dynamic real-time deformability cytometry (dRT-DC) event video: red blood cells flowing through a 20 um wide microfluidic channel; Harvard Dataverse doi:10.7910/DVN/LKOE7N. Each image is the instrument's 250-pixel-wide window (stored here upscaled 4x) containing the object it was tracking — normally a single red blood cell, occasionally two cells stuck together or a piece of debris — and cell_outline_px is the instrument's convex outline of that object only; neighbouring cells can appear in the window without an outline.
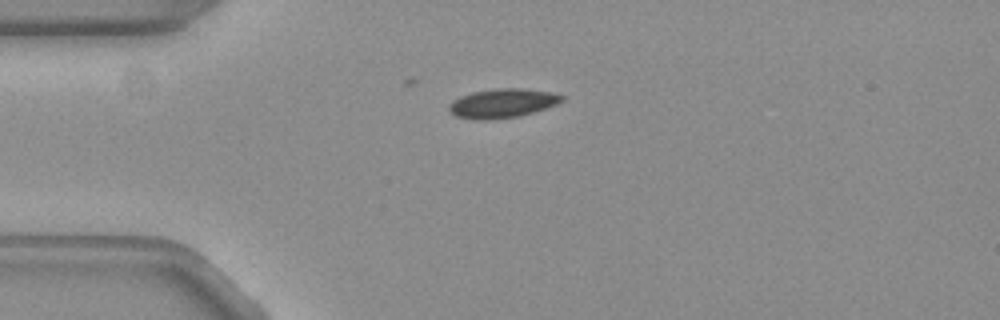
{"species": "common noctule bat (a hibernating species)", "species_latin": "Nyctalus noctula", "temperature_condition": "warm", "stored_images_in_passage": 42, "camera_frame_rate_fps": 3000, "um_per_image_px": 0.085, "animal": {"sex": "female", "body_mass_g": 19.3, "forearm_length_mm": 54.1}, "frame": {"image": 1, "passage_image": 1, "time_ms": 0.0, "image_size_px": [1000, 320], "cell_outline_px": [[564, 100], [556, 104], [520, 116], [492, 120], [472, 120], [456, 116], [448, 112], [448, 104], [452, 100], [460, 96], [472, 92], [496, 88], [520, 88], [552, 92], [564, 96]], "centroid_in_image_um": [42.64, 8.78], "position_along_channel_um": 42.4, "area_um2": 19.36}}
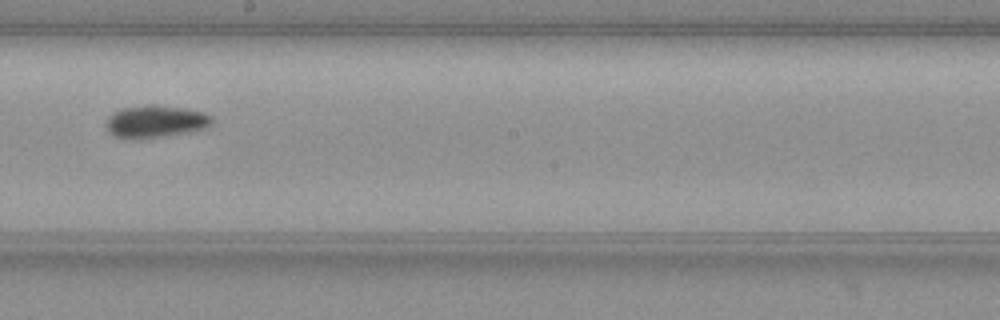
{"frame": {"image": 2, "passage_image": 18, "time_ms": 5.667, "image_size_px": [1000, 320], "cell_outline_px": [[212, 124], [204, 128], [160, 136], [112, 136], [108, 132], [104, 124], [108, 116], [112, 112], [120, 108], [148, 104], [156, 104], [184, 108], [204, 112], [212, 116]], "centroid_in_image_um": [13.18, 10.26], "position_along_channel_um": 235.0, "area_um2": 19.48}}
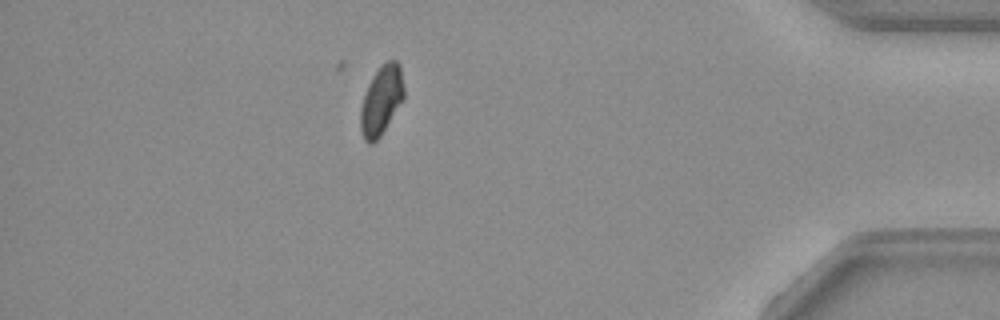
{"frame": {"image": 3, "passage_image": 35, "time_ms": 11.333, "image_size_px": [1000, 320], "cell_outline_px": [[404, 96], [380, 136], [372, 144], [368, 144], [364, 140], [360, 128], [360, 108], [364, 92], [372, 76], [388, 60], [396, 60], [400, 64], [404, 88]], "centroid_in_image_um": [32.38, 8.53], "position_along_channel_um": 402.8, "area_um2": 17.28}}